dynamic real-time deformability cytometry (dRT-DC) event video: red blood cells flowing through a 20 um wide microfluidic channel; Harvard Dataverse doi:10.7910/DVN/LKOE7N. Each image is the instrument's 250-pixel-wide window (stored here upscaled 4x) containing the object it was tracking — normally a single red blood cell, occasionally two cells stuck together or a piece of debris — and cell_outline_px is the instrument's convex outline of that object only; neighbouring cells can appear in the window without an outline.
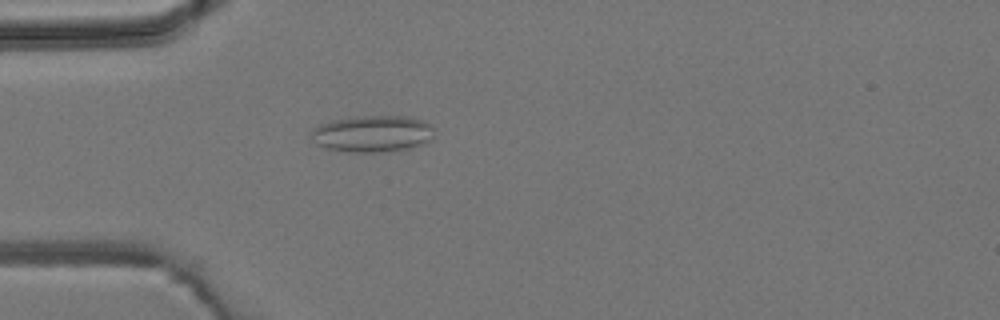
{"species": "common noctule bat (a hibernating species)", "species_latin": "Nyctalus noctula", "temperature_condition": "room temperature", "stored_images_in_passage": 1, "camera_frame_rate_fps": 3000, "um_per_image_px": 0.085, "animal": {"sex": "male", "body_mass_g": 19.2, "forearm_length_mm": 51.8}, "frame": {"image": 1, "passage_image": 1, "time_ms": 0.0, "image_size_px": [1000, 320], "cell_outline_px": [[436, 128], [432, 140], [424, 144], [412, 148], [380, 152], [348, 152], [324, 148], [316, 144], [312, 136], [312, 128], [320, 124], [332, 120], [356, 116], [404, 116], [424, 120], [432, 124]], "centroid_in_image_um": [31.72, 11.37], "position_along_channel_um": 53.3, "area_um2": 26.76}}